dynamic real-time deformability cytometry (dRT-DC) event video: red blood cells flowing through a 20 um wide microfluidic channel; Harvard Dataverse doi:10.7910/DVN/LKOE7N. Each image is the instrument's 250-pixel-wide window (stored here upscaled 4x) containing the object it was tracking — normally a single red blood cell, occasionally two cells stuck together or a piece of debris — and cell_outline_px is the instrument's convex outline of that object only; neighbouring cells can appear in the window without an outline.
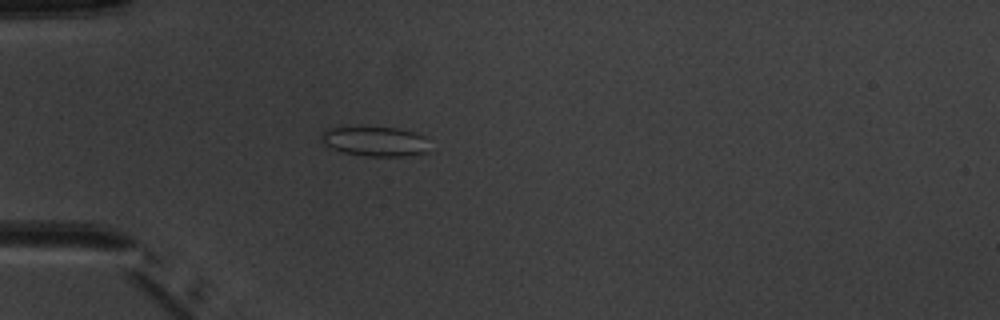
{"species": "common noctule bat (a hibernating species)", "species_latin": "Nyctalus noctula", "temperature_condition": "warm", "stored_images_in_passage": 4, "camera_frame_rate_fps": 3000, "um_per_image_px": 0.085, "animal": {"sex": "male", "body_mass_g": 20.1, "forearm_length_mm": 53.5}, "frame": {"image": 1, "passage_image": 4, "time_ms": 4.333, "image_size_px": [1000, 320], "cell_outline_px": [[428, 152], [404, 156], [364, 156], [344, 152], [332, 148], [324, 144], [320, 136], [320, 132], [324, 128], [360, 124], [396, 128], [416, 132], [424, 136]], "centroid_in_image_um": [31.78, 11.95], "position_along_channel_um": 53.2, "area_um2": 19.54}}